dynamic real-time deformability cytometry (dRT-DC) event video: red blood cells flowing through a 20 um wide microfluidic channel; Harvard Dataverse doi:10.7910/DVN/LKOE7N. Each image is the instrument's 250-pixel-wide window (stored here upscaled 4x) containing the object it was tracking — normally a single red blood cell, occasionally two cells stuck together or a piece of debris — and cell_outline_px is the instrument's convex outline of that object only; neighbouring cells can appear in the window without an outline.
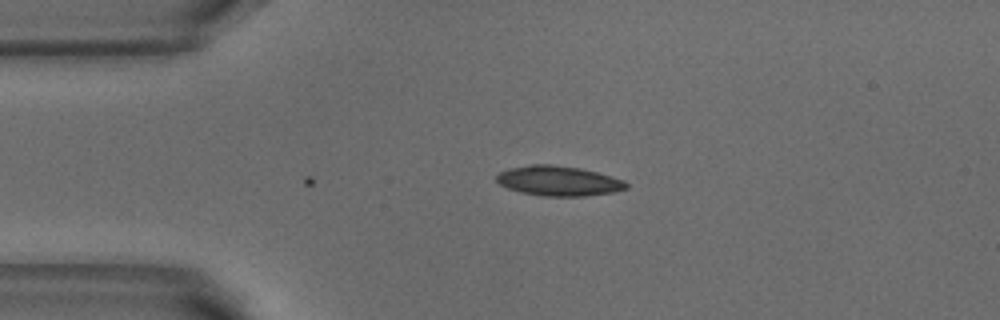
{"species": "common noctule bat (a hibernating species)", "species_latin": "Nyctalus noctula", "temperature_condition": "warm", "stored_images_in_passage": 3, "camera_frame_rate_fps": 3000, "um_per_image_px": 0.085, "animal": {"sex": "male", "body_mass_g": 18.8}, "frame": {"image": 1, "passage_image": 3, "time_ms": 0.667, "image_size_px": [1000, 320], "cell_outline_px": [[628, 188], [612, 192], [584, 196], [540, 196], [520, 192], [508, 188], [500, 184], [496, 180], [496, 176], [500, 172], [508, 168], [532, 164], [552, 164], [580, 168], [596, 172], [624, 180], [628, 184]], "centroid_in_image_um": [47.46, 15.37], "position_along_channel_um": 37.5, "area_um2": 22.6}}